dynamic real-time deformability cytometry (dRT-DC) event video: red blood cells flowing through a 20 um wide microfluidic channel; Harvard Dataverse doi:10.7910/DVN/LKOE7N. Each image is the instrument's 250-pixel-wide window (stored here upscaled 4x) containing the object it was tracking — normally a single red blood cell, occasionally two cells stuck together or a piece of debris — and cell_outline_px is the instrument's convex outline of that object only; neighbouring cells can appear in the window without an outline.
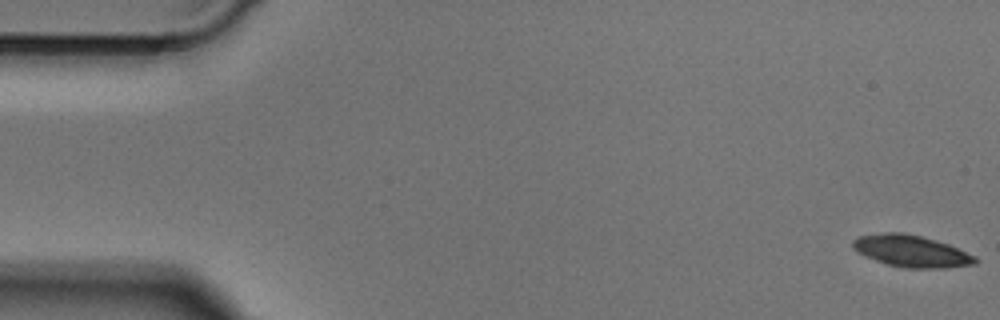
{"species": "Egyptian fruit bat (a non-hibernating species)", "species_latin": "Rousettus aegyptiacus", "temperature_condition": "cold", "stored_images_in_passage": 50, "camera_frame_rate_fps": 3000, "um_per_image_px": 0.085, "animal": {"sex": "male"}, "frame": {"image": 1, "passage_image": 1, "time_ms": 0.0, "image_size_px": [1000, 320], "cell_outline_px": [[980, 260], [976, 264], [948, 268], [908, 268], [888, 264], [864, 256], [856, 252], [852, 248], [852, 240], [856, 236], [880, 232], [900, 232], [920, 236], [936, 240], [948, 244], [976, 256]], "centroid_in_image_um": [77.45, 21.34], "position_along_channel_um": 7.6, "area_um2": 22.95}}
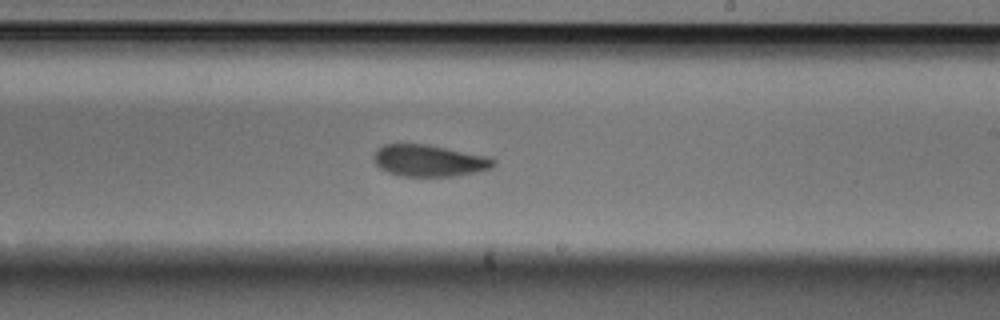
{"frame": {"image": 2, "passage_image": 29, "time_ms": 9.333, "image_size_px": [1000, 320], "cell_outline_px": [[496, 164], [492, 168], [456, 176], [400, 176], [388, 172], [380, 168], [372, 160], [372, 156], [384, 144], [428, 144], [488, 156], [496, 160]], "centroid_in_image_um": [36.49, 13.65], "position_along_channel_um": 252.5, "area_um2": 22.2}}
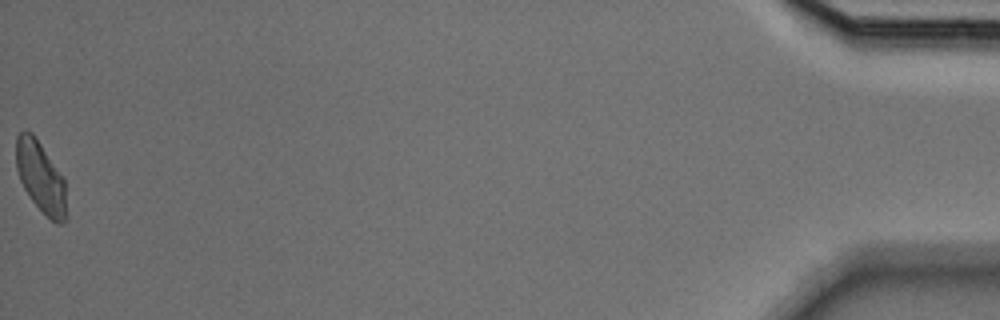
{"frame": {"image": 3, "passage_image": 50, "time_ms": 16.333, "image_size_px": [1000, 320], "cell_outline_px": [[68, 216], [60, 224], [56, 224], [32, 200], [24, 188], [20, 180], [16, 168], [16, 136], [24, 128], [32, 132], [64, 176]], "centroid_in_image_um": [3.48, 15.03], "position_along_channel_um": 431.7, "area_um2": 21.1}}